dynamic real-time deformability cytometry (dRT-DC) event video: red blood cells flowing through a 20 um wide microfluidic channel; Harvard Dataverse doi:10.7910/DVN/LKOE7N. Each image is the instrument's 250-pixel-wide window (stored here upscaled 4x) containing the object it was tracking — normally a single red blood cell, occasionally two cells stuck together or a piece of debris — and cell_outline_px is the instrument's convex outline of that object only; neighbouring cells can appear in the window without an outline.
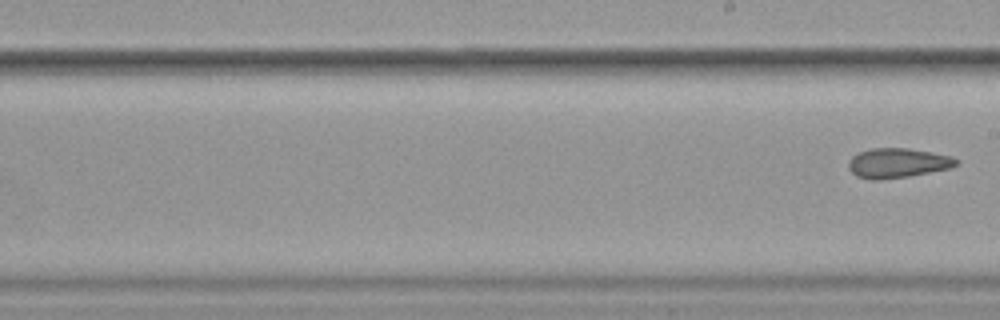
{"species": "common noctule bat (a hibernating species)", "species_latin": "Nyctalus noctula", "temperature_condition": "cold", "stored_images_in_passage": 9, "segment_of_instrument_passage": [2, 2], "camera_frame_rate_fps": 3000, "um_per_image_px": 0.085, "animal": {"sex": "female", "body_mass_g": 19.9}, "frame": {"image": 1, "passage_image": 9, "time_ms": 10.333, "image_size_px": [1000, 320], "cell_outline_px": [[960, 160], [952, 168], [908, 176], [880, 180], [868, 180], [856, 176], [848, 168], [848, 160], [852, 156], [860, 152], [872, 148], [908, 148], [932, 152], [948, 156]], "centroid_in_image_um": [76.26, 13.86], "position_along_channel_um": 212.7, "area_um2": 18.67}}